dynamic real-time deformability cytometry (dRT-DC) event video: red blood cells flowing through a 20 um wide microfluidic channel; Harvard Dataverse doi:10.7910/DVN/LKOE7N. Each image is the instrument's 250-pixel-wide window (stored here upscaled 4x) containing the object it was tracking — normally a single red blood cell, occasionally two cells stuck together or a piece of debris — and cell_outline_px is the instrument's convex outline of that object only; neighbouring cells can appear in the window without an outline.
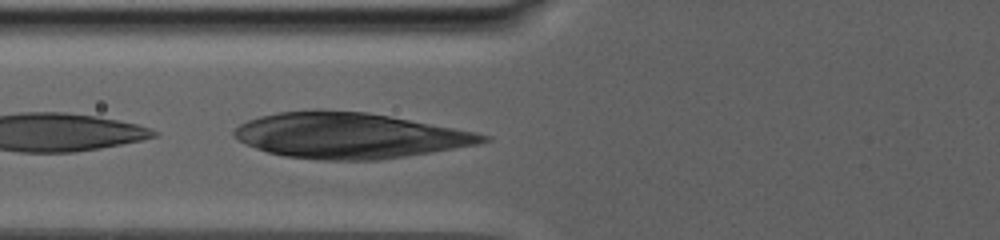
{"species": "human", "species_latin": "Homo sapiens", "temperature_condition": "warm", "stored_images_in_passage": 11, "camera_frame_rate_fps": 3000, "um_per_image_px": 0.085, "donor": {"sex": "male"}, "frame": {"image": 1, "passage_image": 11, "time_ms": 9.333, "image_size_px": [1000, 240], "cell_outline_px": [[492, 140], [480, 144], [432, 152], [380, 160], [320, 160], [284, 156], [268, 152], [256, 148], [232, 136], [232, 132], [240, 124], [248, 120], [260, 116], [280, 112], [316, 108], [368, 112], [476, 132], [492, 136]], "centroid_in_image_um": [29.72, 11.51], "position_along_channel_um": 96.1, "area_um2": 66.35}}